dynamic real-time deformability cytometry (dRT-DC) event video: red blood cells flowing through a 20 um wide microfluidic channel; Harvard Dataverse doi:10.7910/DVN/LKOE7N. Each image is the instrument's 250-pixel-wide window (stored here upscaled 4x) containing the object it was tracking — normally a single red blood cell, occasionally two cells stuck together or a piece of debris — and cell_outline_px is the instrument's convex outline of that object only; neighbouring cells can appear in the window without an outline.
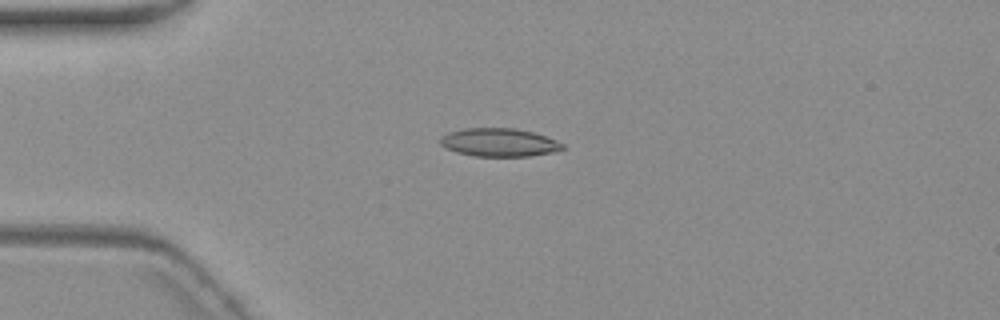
{"species": "common noctule bat (a hibernating species)", "species_latin": "Nyctalus noctula", "temperature_condition": "warm", "stored_images_in_passage": 4, "camera_frame_rate_fps": 3000, "um_per_image_px": 0.085, "animal": {"sex": "female", "body_mass_g": 19.3, "forearm_length_mm": 54.1}, "frame": {"image": 1, "passage_image": 3, "time_ms": 2.333, "image_size_px": [1000, 320], "cell_outline_px": [[564, 148], [552, 152], [528, 156], [476, 156], [456, 152], [444, 148], [440, 144], [440, 136], [448, 132], [464, 128], [512, 128], [532, 132], [556, 140], [564, 144]], "centroid_in_image_um": [42.37, 12.1], "position_along_channel_um": 42.6, "area_um2": 20.06}}